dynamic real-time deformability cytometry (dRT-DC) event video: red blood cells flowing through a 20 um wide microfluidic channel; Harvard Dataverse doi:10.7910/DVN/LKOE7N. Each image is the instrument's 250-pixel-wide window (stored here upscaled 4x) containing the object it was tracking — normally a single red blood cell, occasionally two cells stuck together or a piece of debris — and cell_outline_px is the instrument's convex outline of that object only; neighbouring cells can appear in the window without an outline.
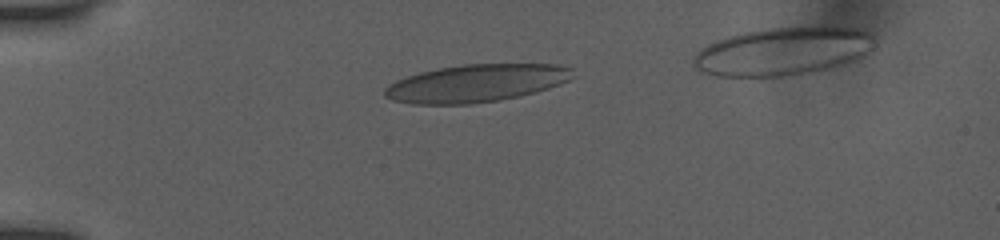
{"species": "human", "species_latin": "Homo sapiens", "temperature_condition": "room temperature", "stored_images_in_passage": 41, "camera_frame_rate_fps": 3000, "um_per_image_px": 0.085, "donor": {"sex": "female"}, "frame": {"image": 1, "passage_image": 6, "time_ms": 1.667, "image_size_px": [1000, 240], "cell_outline_px": [[576, 76], [560, 84], [548, 88], [516, 96], [496, 100], [468, 104], [412, 104], [392, 100], [384, 96], [384, 88], [388, 84], [396, 80], [420, 72], [440, 68], [464, 64], [556, 64], [572, 68]], "centroid_in_image_um": [40.46, 7.07], "position_along_channel_um": 44.5, "area_um2": 41.04}}
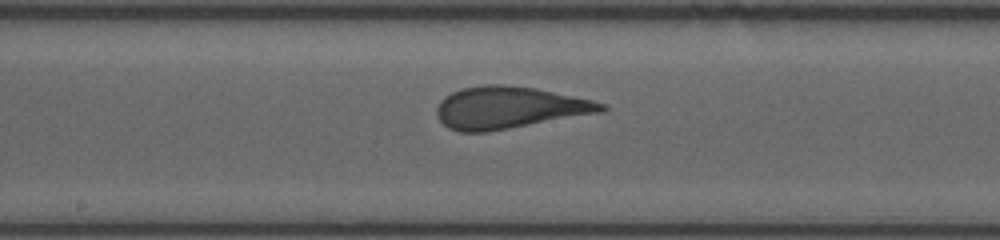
{"frame": {"image": 2, "passage_image": 21, "time_ms": 6.667, "image_size_px": [1000, 240], "cell_outline_px": [[608, 108], [604, 112], [488, 132], [460, 132], [448, 128], [436, 116], [436, 108], [440, 100], [444, 96], [452, 92], [464, 88], [484, 84], [504, 84], [536, 88], [592, 100], [604, 104]], "centroid_in_image_um": [43.26, 9.15], "position_along_channel_um": 204.9, "area_um2": 40.52}}
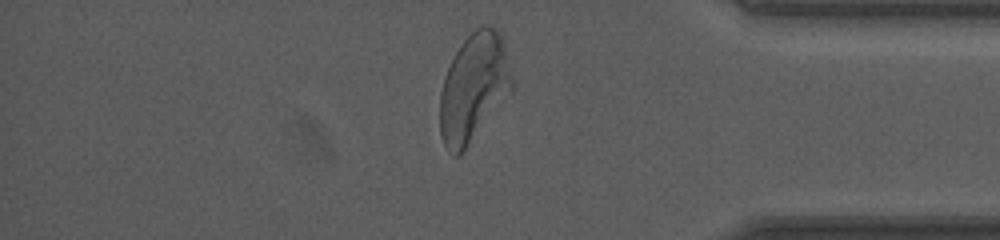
{"frame": {"image": 3, "passage_image": 37, "time_ms": 12.0, "image_size_px": [1000, 240], "cell_outline_px": [[512, 92], [460, 156], [452, 156], [448, 152], [440, 136], [440, 92], [444, 76], [456, 52], [464, 40], [476, 28], [484, 24], [496, 28], [500, 32], [504, 44], [512, 80]], "centroid_in_image_um": [40.25, 7.49], "position_along_channel_um": 394.9, "area_um2": 45.49}, "authors_computed_cell_mechanics": {"area_um2": 40.5178, "velocity_mm_per_s": 3.9097, "shape_relaxation_time_tau1_ms": 4.2698, "shape_relaxation_time_tau2_ms": 0.7363, "deformation_change_tau1": 0.1838, "deformation_change_tau2": 0.0799}}